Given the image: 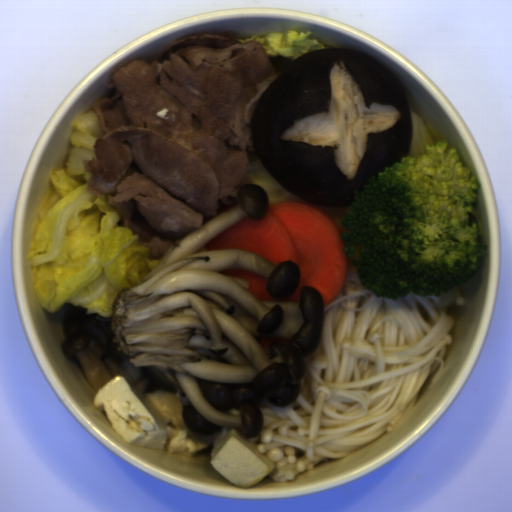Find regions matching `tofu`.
I'll list each match as a JSON object with an SVG mask.
<instances>
[{
    "label": "tofu",
    "mask_w": 512,
    "mask_h": 512,
    "mask_svg": "<svg viewBox=\"0 0 512 512\" xmlns=\"http://www.w3.org/2000/svg\"><path fill=\"white\" fill-rule=\"evenodd\" d=\"M93 405L132 447L190 458L212 445L210 465L236 488L254 487L275 470L237 427H225L211 436L191 431L184 421L183 402L168 390L141 395L126 376L116 374L96 391Z\"/></svg>",
    "instance_id": "5b9d583a"
}]
</instances>
